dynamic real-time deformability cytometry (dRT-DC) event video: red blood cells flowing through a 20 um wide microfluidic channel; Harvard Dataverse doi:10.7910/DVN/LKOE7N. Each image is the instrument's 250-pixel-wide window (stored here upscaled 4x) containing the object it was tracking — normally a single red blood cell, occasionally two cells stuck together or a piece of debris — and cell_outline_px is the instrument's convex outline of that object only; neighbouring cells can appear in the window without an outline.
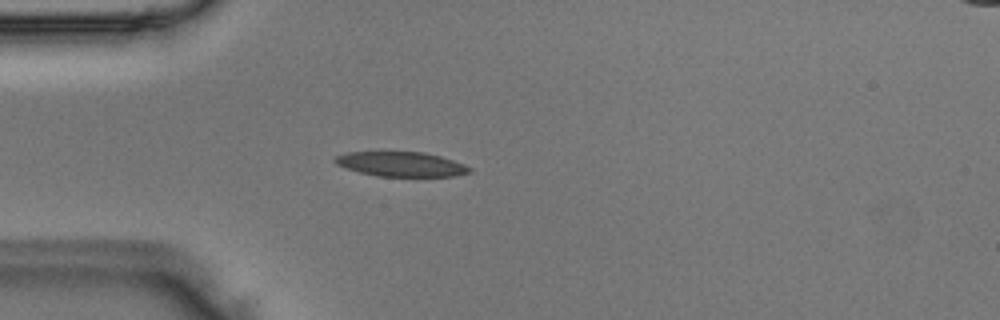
{"species": "Egyptian fruit bat (a non-hibernating species)", "species_latin": "Rousettus aegyptiacus", "temperature_condition": "room temperature", "stored_images_in_passage": 3, "camera_frame_rate_fps": 3000, "um_per_image_px": 0.085, "animal": {"sex": "male"}, "frame": {"image": 1, "passage_image": 3, "time_ms": 0.667, "image_size_px": [1000, 320], "cell_outline_px": [[472, 172], [452, 176], [376, 176], [360, 172], [336, 164], [332, 160], [336, 156], [348, 152], [424, 152], [440, 156], [464, 164], [472, 168]], "centroid_in_image_um": [34.1, 13.95], "position_along_channel_um": 50.9, "area_um2": 19.19}}